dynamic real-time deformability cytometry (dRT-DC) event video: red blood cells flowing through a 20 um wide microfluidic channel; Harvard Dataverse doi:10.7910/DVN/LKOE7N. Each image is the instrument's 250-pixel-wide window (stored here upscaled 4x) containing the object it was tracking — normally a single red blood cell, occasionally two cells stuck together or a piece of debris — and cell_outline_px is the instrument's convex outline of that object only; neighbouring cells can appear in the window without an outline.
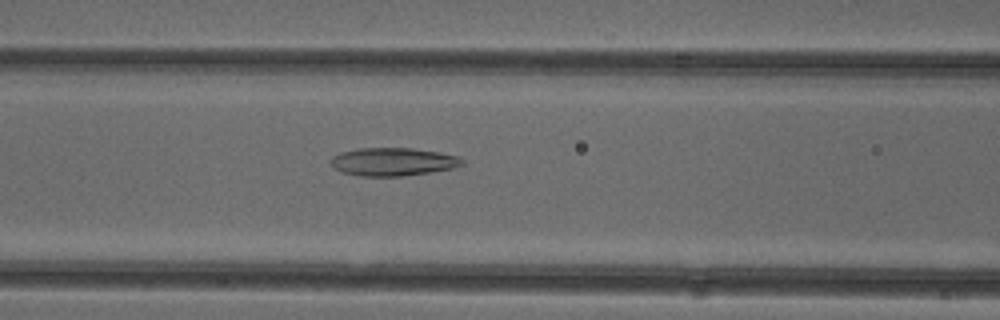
{"species": "common noctule bat (a hibernating species)", "species_latin": "Nyctalus noctula", "temperature_condition": "cold", "stored_images_in_passage": 51, "camera_frame_rate_fps": 3000, "um_per_image_px": 0.085, "animal": {"sex": "female"}, "frame": {"image": 1, "passage_image": 21, "time_ms": 6.667, "image_size_px": [1000, 320], "cell_outline_px": [[464, 164], [452, 168], [432, 172], [404, 176], [360, 176], [340, 172], [328, 160], [332, 156], [340, 152], [356, 148], [412, 148], [440, 152], [456, 156], [464, 160]], "centroid_in_image_um": [33.37, 13.75], "position_along_channel_um": 133.2, "area_um2": 21.68}}
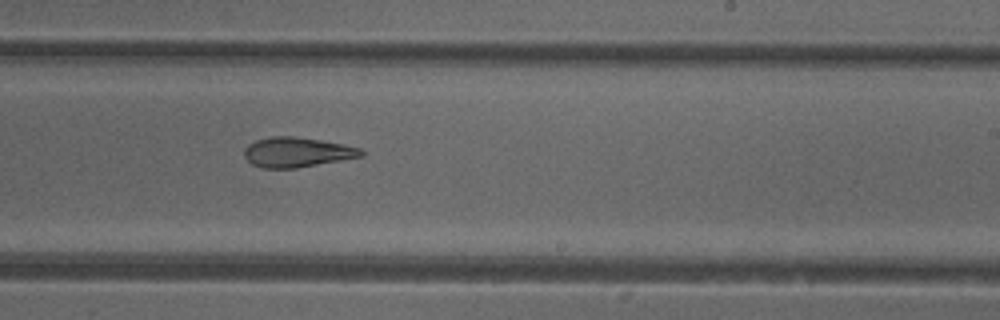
{"frame": {"image": 2, "passage_image": 31, "time_ms": 10.0, "image_size_px": [1000, 320], "cell_outline_px": [[364, 156], [296, 168], [260, 168], [252, 164], [244, 156], [244, 148], [248, 144], [256, 140], [272, 136], [296, 136], [344, 144], [360, 148], [364, 152]], "centroid_in_image_um": [25.23, 12.93], "position_along_channel_um": 263.8, "area_um2": 20.4}}
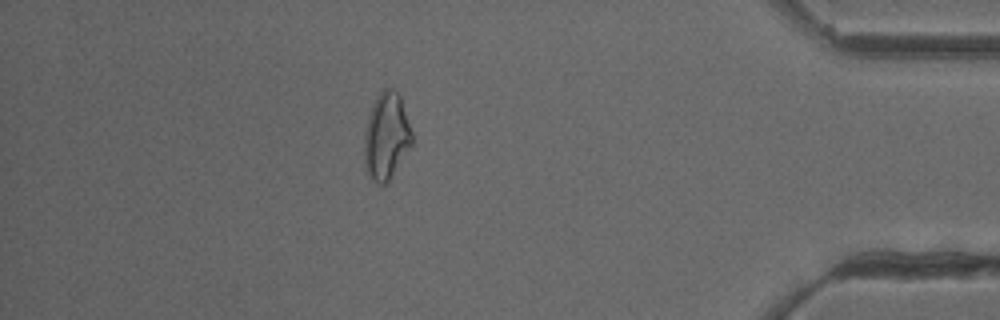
{"frame": {"image": 3, "passage_image": 45, "time_ms": 14.667, "image_size_px": [1000, 320], "cell_outline_px": [[412, 144], [388, 184], [376, 184], [372, 180], [368, 172], [364, 160], [364, 132], [368, 116], [372, 104], [376, 96], [384, 88], [392, 88], [400, 96], [412, 132]], "centroid_in_image_um": [32.83, 11.6], "position_along_channel_um": 402.4, "area_um2": 24.28}, "authors_computed_cell_mechanics": {"area_um2": 22.9466, "velocity_mm_per_s": 3.9183, "shape_relaxation_time_tau1_ms": null, "shape_relaxation_time_tau2_ms": 4.3224, "deformation_change_tau1": null, "deformation_change_tau2": 0.1238}}